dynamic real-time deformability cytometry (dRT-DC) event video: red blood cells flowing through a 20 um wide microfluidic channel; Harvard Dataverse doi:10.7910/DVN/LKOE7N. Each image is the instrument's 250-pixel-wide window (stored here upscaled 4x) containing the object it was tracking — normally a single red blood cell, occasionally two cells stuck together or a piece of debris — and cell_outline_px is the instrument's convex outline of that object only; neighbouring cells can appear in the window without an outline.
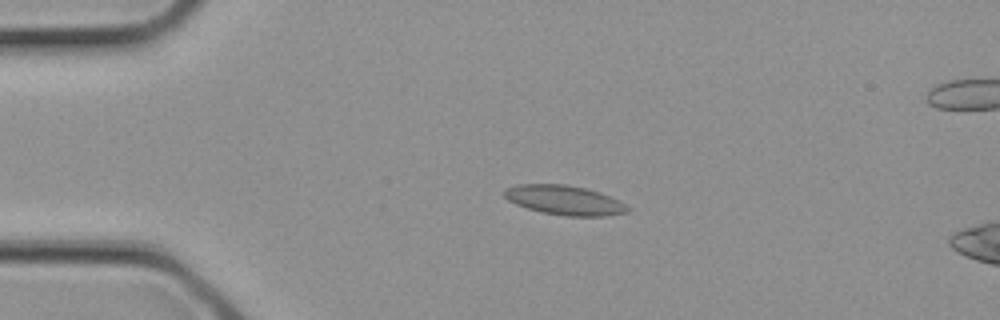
{"species": "common noctule bat (a hibernating species)", "species_latin": "Nyctalus noctula", "temperature_condition": "cold", "stored_images_in_passage": 3, "camera_frame_rate_fps": 3000, "um_per_image_px": 0.085, "animal": {"sex": "female", "body_mass_g": 21.9}, "frame": {"image": 1, "passage_image": 2, "time_ms": 0.333, "image_size_px": [1000, 320], "cell_outline_px": [[632, 208], [628, 212], [604, 216], [564, 216], [540, 212], [516, 204], [508, 200], [504, 196], [504, 188], [516, 184], [564, 184], [584, 188], [600, 192]], "centroid_in_image_um": [47.95, 17.01], "position_along_channel_um": 37.1, "area_um2": 21.15}}